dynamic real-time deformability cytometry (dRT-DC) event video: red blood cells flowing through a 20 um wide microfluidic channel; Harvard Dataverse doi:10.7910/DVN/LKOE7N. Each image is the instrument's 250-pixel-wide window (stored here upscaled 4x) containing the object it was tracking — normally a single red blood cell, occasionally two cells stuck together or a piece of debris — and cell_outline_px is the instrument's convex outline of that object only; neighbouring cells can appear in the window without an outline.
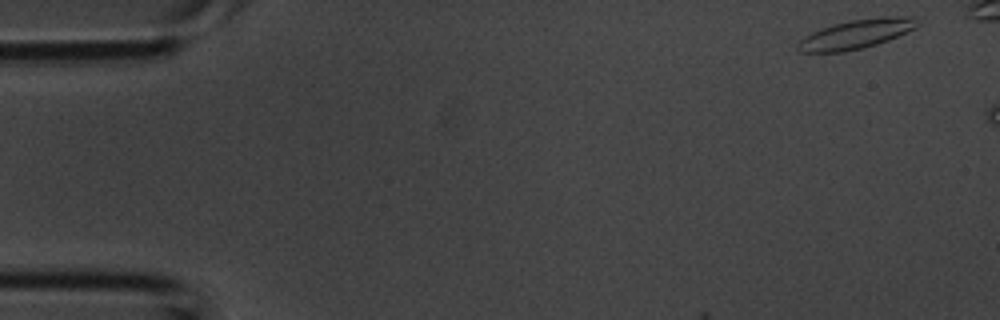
{"species": "common noctule bat (a hibernating species)", "species_latin": "Nyctalus noctula", "temperature_condition": "room temperature", "stored_images_in_passage": 4, "camera_frame_rate_fps": 3000, "um_per_image_px": 0.085, "animal": {"sex": "male", "body_mass_g": 20.1, "forearm_length_mm": 53.5}, "frame": {"image": 1, "passage_image": 1, "time_ms": 0.0, "image_size_px": [1000, 320], "cell_outline_px": [[920, 24], [916, 28], [908, 32], [888, 40], [864, 48], [844, 52], [800, 52], [796, 48], [796, 44], [804, 36], [812, 32], [836, 24], [852, 20], [884, 16], [916, 16]], "centroid_in_image_um": [72.83, 2.9], "position_along_channel_um": 12.2, "area_um2": 20.4}}